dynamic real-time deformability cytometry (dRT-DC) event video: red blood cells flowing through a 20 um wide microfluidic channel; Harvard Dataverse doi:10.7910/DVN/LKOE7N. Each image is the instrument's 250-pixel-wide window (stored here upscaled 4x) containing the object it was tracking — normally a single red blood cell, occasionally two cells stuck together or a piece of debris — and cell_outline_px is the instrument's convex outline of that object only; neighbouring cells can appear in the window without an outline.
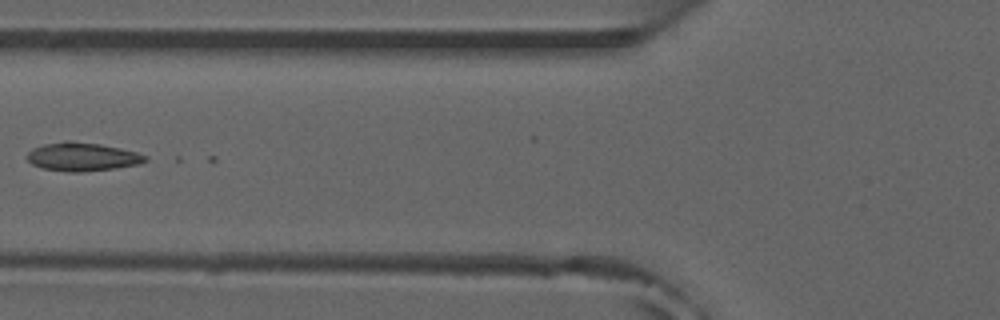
{"species": "common noctule bat (a hibernating species)", "species_latin": "Nyctalus noctula", "temperature_condition": "room temperature", "stored_images_in_passage": 36, "camera_frame_rate_fps": 3000, "um_per_image_px": 0.085, "animal": {"sex": "male", "forearm_length_mm": 52.5}, "frame": {"image": 1, "passage_image": 21, "time_ms": 6.667, "image_size_px": [1000, 320], "cell_outline_px": [[148, 160], [136, 164], [112, 168], [80, 172], [68, 172], [40, 168], [32, 164], [28, 160], [28, 152], [32, 148], [44, 144], [64, 140], [72, 140], [100, 144], [120, 148], [136, 152], [148, 156]], "centroid_in_image_um": [6.95, 13.31], "position_along_channel_um": 118.8, "area_um2": 19.59}}